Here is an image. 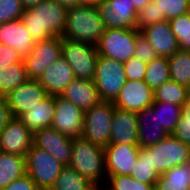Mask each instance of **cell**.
<instances>
[{
    "label": "cell",
    "mask_w": 190,
    "mask_h": 190,
    "mask_svg": "<svg viewBox=\"0 0 190 190\" xmlns=\"http://www.w3.org/2000/svg\"><path fill=\"white\" fill-rule=\"evenodd\" d=\"M66 13L67 9L54 0H43L24 9L21 19L30 37L37 42L61 36L65 30Z\"/></svg>",
    "instance_id": "cell-1"
},
{
    "label": "cell",
    "mask_w": 190,
    "mask_h": 190,
    "mask_svg": "<svg viewBox=\"0 0 190 190\" xmlns=\"http://www.w3.org/2000/svg\"><path fill=\"white\" fill-rule=\"evenodd\" d=\"M105 26L93 4L82 3L67 9L65 30L61 38L81 41L97 46Z\"/></svg>",
    "instance_id": "cell-2"
},
{
    "label": "cell",
    "mask_w": 190,
    "mask_h": 190,
    "mask_svg": "<svg viewBox=\"0 0 190 190\" xmlns=\"http://www.w3.org/2000/svg\"><path fill=\"white\" fill-rule=\"evenodd\" d=\"M69 166L92 184H106L104 148L83 137L73 138Z\"/></svg>",
    "instance_id": "cell-3"
},
{
    "label": "cell",
    "mask_w": 190,
    "mask_h": 190,
    "mask_svg": "<svg viewBox=\"0 0 190 190\" xmlns=\"http://www.w3.org/2000/svg\"><path fill=\"white\" fill-rule=\"evenodd\" d=\"M136 29L105 28L97 47L100 56H104L121 63L134 57L135 43L140 34Z\"/></svg>",
    "instance_id": "cell-4"
},
{
    "label": "cell",
    "mask_w": 190,
    "mask_h": 190,
    "mask_svg": "<svg viewBox=\"0 0 190 190\" xmlns=\"http://www.w3.org/2000/svg\"><path fill=\"white\" fill-rule=\"evenodd\" d=\"M114 108L113 102L101 101L98 105L85 110L82 137L103 148L109 145Z\"/></svg>",
    "instance_id": "cell-5"
},
{
    "label": "cell",
    "mask_w": 190,
    "mask_h": 190,
    "mask_svg": "<svg viewBox=\"0 0 190 190\" xmlns=\"http://www.w3.org/2000/svg\"><path fill=\"white\" fill-rule=\"evenodd\" d=\"M62 57L70 65L75 78L93 80L99 57L97 47L81 41L62 38Z\"/></svg>",
    "instance_id": "cell-6"
},
{
    "label": "cell",
    "mask_w": 190,
    "mask_h": 190,
    "mask_svg": "<svg viewBox=\"0 0 190 190\" xmlns=\"http://www.w3.org/2000/svg\"><path fill=\"white\" fill-rule=\"evenodd\" d=\"M93 81L101 101L114 102L127 81L123 63L99 55Z\"/></svg>",
    "instance_id": "cell-7"
},
{
    "label": "cell",
    "mask_w": 190,
    "mask_h": 190,
    "mask_svg": "<svg viewBox=\"0 0 190 190\" xmlns=\"http://www.w3.org/2000/svg\"><path fill=\"white\" fill-rule=\"evenodd\" d=\"M26 173L39 190H50L64 167L53 155L32 145L26 154Z\"/></svg>",
    "instance_id": "cell-8"
},
{
    "label": "cell",
    "mask_w": 190,
    "mask_h": 190,
    "mask_svg": "<svg viewBox=\"0 0 190 190\" xmlns=\"http://www.w3.org/2000/svg\"><path fill=\"white\" fill-rule=\"evenodd\" d=\"M147 149L151 153L153 169L160 175L175 166L190 163V146L171 134Z\"/></svg>",
    "instance_id": "cell-9"
},
{
    "label": "cell",
    "mask_w": 190,
    "mask_h": 190,
    "mask_svg": "<svg viewBox=\"0 0 190 190\" xmlns=\"http://www.w3.org/2000/svg\"><path fill=\"white\" fill-rule=\"evenodd\" d=\"M61 44V36L35 42L31 53L24 58L29 79H38L50 64L62 56Z\"/></svg>",
    "instance_id": "cell-10"
},
{
    "label": "cell",
    "mask_w": 190,
    "mask_h": 190,
    "mask_svg": "<svg viewBox=\"0 0 190 190\" xmlns=\"http://www.w3.org/2000/svg\"><path fill=\"white\" fill-rule=\"evenodd\" d=\"M51 127L71 138L82 137L84 111L61 95H56L55 114Z\"/></svg>",
    "instance_id": "cell-11"
},
{
    "label": "cell",
    "mask_w": 190,
    "mask_h": 190,
    "mask_svg": "<svg viewBox=\"0 0 190 190\" xmlns=\"http://www.w3.org/2000/svg\"><path fill=\"white\" fill-rule=\"evenodd\" d=\"M134 0H106L95 4L105 28L136 29Z\"/></svg>",
    "instance_id": "cell-12"
},
{
    "label": "cell",
    "mask_w": 190,
    "mask_h": 190,
    "mask_svg": "<svg viewBox=\"0 0 190 190\" xmlns=\"http://www.w3.org/2000/svg\"><path fill=\"white\" fill-rule=\"evenodd\" d=\"M73 138L63 135L52 127L33 133V145L53 155L63 166H69Z\"/></svg>",
    "instance_id": "cell-13"
},
{
    "label": "cell",
    "mask_w": 190,
    "mask_h": 190,
    "mask_svg": "<svg viewBox=\"0 0 190 190\" xmlns=\"http://www.w3.org/2000/svg\"><path fill=\"white\" fill-rule=\"evenodd\" d=\"M139 145L109 144L104 148L107 178L111 175H131L139 157Z\"/></svg>",
    "instance_id": "cell-14"
},
{
    "label": "cell",
    "mask_w": 190,
    "mask_h": 190,
    "mask_svg": "<svg viewBox=\"0 0 190 190\" xmlns=\"http://www.w3.org/2000/svg\"><path fill=\"white\" fill-rule=\"evenodd\" d=\"M32 145L33 133L18 117H13L0 131V152L26 157Z\"/></svg>",
    "instance_id": "cell-15"
},
{
    "label": "cell",
    "mask_w": 190,
    "mask_h": 190,
    "mask_svg": "<svg viewBox=\"0 0 190 190\" xmlns=\"http://www.w3.org/2000/svg\"><path fill=\"white\" fill-rule=\"evenodd\" d=\"M153 102L154 91L144 80H127L113 104L114 107L138 113Z\"/></svg>",
    "instance_id": "cell-16"
},
{
    "label": "cell",
    "mask_w": 190,
    "mask_h": 190,
    "mask_svg": "<svg viewBox=\"0 0 190 190\" xmlns=\"http://www.w3.org/2000/svg\"><path fill=\"white\" fill-rule=\"evenodd\" d=\"M46 96V90L37 79H28L11 91L6 96V100L13 117H19L21 114L31 110Z\"/></svg>",
    "instance_id": "cell-17"
},
{
    "label": "cell",
    "mask_w": 190,
    "mask_h": 190,
    "mask_svg": "<svg viewBox=\"0 0 190 190\" xmlns=\"http://www.w3.org/2000/svg\"><path fill=\"white\" fill-rule=\"evenodd\" d=\"M74 79L72 68L61 56L57 61L50 64L37 80L46 90L47 95L56 96L61 95L66 86Z\"/></svg>",
    "instance_id": "cell-18"
},
{
    "label": "cell",
    "mask_w": 190,
    "mask_h": 190,
    "mask_svg": "<svg viewBox=\"0 0 190 190\" xmlns=\"http://www.w3.org/2000/svg\"><path fill=\"white\" fill-rule=\"evenodd\" d=\"M138 145L137 113L114 108L110 144Z\"/></svg>",
    "instance_id": "cell-19"
},
{
    "label": "cell",
    "mask_w": 190,
    "mask_h": 190,
    "mask_svg": "<svg viewBox=\"0 0 190 190\" xmlns=\"http://www.w3.org/2000/svg\"><path fill=\"white\" fill-rule=\"evenodd\" d=\"M0 43L14 48L23 59L35 46V41L30 37L22 19L0 24Z\"/></svg>",
    "instance_id": "cell-20"
},
{
    "label": "cell",
    "mask_w": 190,
    "mask_h": 190,
    "mask_svg": "<svg viewBox=\"0 0 190 190\" xmlns=\"http://www.w3.org/2000/svg\"><path fill=\"white\" fill-rule=\"evenodd\" d=\"M141 34L149 40L160 57L168 58L179 50L177 38L171 31L167 20L148 26L141 31Z\"/></svg>",
    "instance_id": "cell-21"
},
{
    "label": "cell",
    "mask_w": 190,
    "mask_h": 190,
    "mask_svg": "<svg viewBox=\"0 0 190 190\" xmlns=\"http://www.w3.org/2000/svg\"><path fill=\"white\" fill-rule=\"evenodd\" d=\"M138 121V145L140 148L152 146L169 134L160 125L157 113L153 112L151 106L137 113Z\"/></svg>",
    "instance_id": "cell-22"
},
{
    "label": "cell",
    "mask_w": 190,
    "mask_h": 190,
    "mask_svg": "<svg viewBox=\"0 0 190 190\" xmlns=\"http://www.w3.org/2000/svg\"><path fill=\"white\" fill-rule=\"evenodd\" d=\"M83 111L98 105L101 99L93 80L75 78L61 94Z\"/></svg>",
    "instance_id": "cell-23"
},
{
    "label": "cell",
    "mask_w": 190,
    "mask_h": 190,
    "mask_svg": "<svg viewBox=\"0 0 190 190\" xmlns=\"http://www.w3.org/2000/svg\"><path fill=\"white\" fill-rule=\"evenodd\" d=\"M55 114V96L47 95L31 110L21 114L18 118L32 132L51 127Z\"/></svg>",
    "instance_id": "cell-24"
},
{
    "label": "cell",
    "mask_w": 190,
    "mask_h": 190,
    "mask_svg": "<svg viewBox=\"0 0 190 190\" xmlns=\"http://www.w3.org/2000/svg\"><path fill=\"white\" fill-rule=\"evenodd\" d=\"M190 163L175 166L160 175L155 190H189Z\"/></svg>",
    "instance_id": "cell-25"
},
{
    "label": "cell",
    "mask_w": 190,
    "mask_h": 190,
    "mask_svg": "<svg viewBox=\"0 0 190 190\" xmlns=\"http://www.w3.org/2000/svg\"><path fill=\"white\" fill-rule=\"evenodd\" d=\"M26 174V158L0 152V190Z\"/></svg>",
    "instance_id": "cell-26"
},
{
    "label": "cell",
    "mask_w": 190,
    "mask_h": 190,
    "mask_svg": "<svg viewBox=\"0 0 190 190\" xmlns=\"http://www.w3.org/2000/svg\"><path fill=\"white\" fill-rule=\"evenodd\" d=\"M25 62L8 65L0 69V96L6 97L17 86L28 80Z\"/></svg>",
    "instance_id": "cell-27"
},
{
    "label": "cell",
    "mask_w": 190,
    "mask_h": 190,
    "mask_svg": "<svg viewBox=\"0 0 190 190\" xmlns=\"http://www.w3.org/2000/svg\"><path fill=\"white\" fill-rule=\"evenodd\" d=\"M187 100V87L171 79L154 90V102L172 103L184 107Z\"/></svg>",
    "instance_id": "cell-28"
},
{
    "label": "cell",
    "mask_w": 190,
    "mask_h": 190,
    "mask_svg": "<svg viewBox=\"0 0 190 190\" xmlns=\"http://www.w3.org/2000/svg\"><path fill=\"white\" fill-rule=\"evenodd\" d=\"M170 79L184 85L190 84V51L177 50L168 57Z\"/></svg>",
    "instance_id": "cell-29"
},
{
    "label": "cell",
    "mask_w": 190,
    "mask_h": 190,
    "mask_svg": "<svg viewBox=\"0 0 190 190\" xmlns=\"http://www.w3.org/2000/svg\"><path fill=\"white\" fill-rule=\"evenodd\" d=\"M151 107L153 108V112L157 113L160 125L168 134H171L180 120L183 107L165 102H153Z\"/></svg>",
    "instance_id": "cell-30"
},
{
    "label": "cell",
    "mask_w": 190,
    "mask_h": 190,
    "mask_svg": "<svg viewBox=\"0 0 190 190\" xmlns=\"http://www.w3.org/2000/svg\"><path fill=\"white\" fill-rule=\"evenodd\" d=\"M92 183L70 166H64L50 190H87Z\"/></svg>",
    "instance_id": "cell-31"
},
{
    "label": "cell",
    "mask_w": 190,
    "mask_h": 190,
    "mask_svg": "<svg viewBox=\"0 0 190 190\" xmlns=\"http://www.w3.org/2000/svg\"><path fill=\"white\" fill-rule=\"evenodd\" d=\"M132 178L143 183L153 184L160 177L156 169H153L151 162V153L147 148H140L139 157L135 164L134 170L131 172Z\"/></svg>",
    "instance_id": "cell-32"
},
{
    "label": "cell",
    "mask_w": 190,
    "mask_h": 190,
    "mask_svg": "<svg viewBox=\"0 0 190 190\" xmlns=\"http://www.w3.org/2000/svg\"><path fill=\"white\" fill-rule=\"evenodd\" d=\"M169 79L168 58L158 56L147 64L144 81L153 91Z\"/></svg>",
    "instance_id": "cell-33"
},
{
    "label": "cell",
    "mask_w": 190,
    "mask_h": 190,
    "mask_svg": "<svg viewBox=\"0 0 190 190\" xmlns=\"http://www.w3.org/2000/svg\"><path fill=\"white\" fill-rule=\"evenodd\" d=\"M171 31L177 38L180 50L190 51V12L171 19Z\"/></svg>",
    "instance_id": "cell-34"
},
{
    "label": "cell",
    "mask_w": 190,
    "mask_h": 190,
    "mask_svg": "<svg viewBox=\"0 0 190 190\" xmlns=\"http://www.w3.org/2000/svg\"><path fill=\"white\" fill-rule=\"evenodd\" d=\"M160 11V21H170L190 12V0H153Z\"/></svg>",
    "instance_id": "cell-35"
},
{
    "label": "cell",
    "mask_w": 190,
    "mask_h": 190,
    "mask_svg": "<svg viewBox=\"0 0 190 190\" xmlns=\"http://www.w3.org/2000/svg\"><path fill=\"white\" fill-rule=\"evenodd\" d=\"M105 186L106 190H155L153 184L137 181L131 175H111Z\"/></svg>",
    "instance_id": "cell-36"
},
{
    "label": "cell",
    "mask_w": 190,
    "mask_h": 190,
    "mask_svg": "<svg viewBox=\"0 0 190 190\" xmlns=\"http://www.w3.org/2000/svg\"><path fill=\"white\" fill-rule=\"evenodd\" d=\"M160 22V11L157 8L156 3L152 0L144 7V9L137 12L136 30L141 32L148 26Z\"/></svg>",
    "instance_id": "cell-37"
},
{
    "label": "cell",
    "mask_w": 190,
    "mask_h": 190,
    "mask_svg": "<svg viewBox=\"0 0 190 190\" xmlns=\"http://www.w3.org/2000/svg\"><path fill=\"white\" fill-rule=\"evenodd\" d=\"M23 12L20 0H0V24L21 19Z\"/></svg>",
    "instance_id": "cell-38"
},
{
    "label": "cell",
    "mask_w": 190,
    "mask_h": 190,
    "mask_svg": "<svg viewBox=\"0 0 190 190\" xmlns=\"http://www.w3.org/2000/svg\"><path fill=\"white\" fill-rule=\"evenodd\" d=\"M134 57L147 64L158 57L149 40L141 33L136 39Z\"/></svg>",
    "instance_id": "cell-39"
},
{
    "label": "cell",
    "mask_w": 190,
    "mask_h": 190,
    "mask_svg": "<svg viewBox=\"0 0 190 190\" xmlns=\"http://www.w3.org/2000/svg\"><path fill=\"white\" fill-rule=\"evenodd\" d=\"M127 80H144L146 75L147 63L142 62L136 57H132L123 63Z\"/></svg>",
    "instance_id": "cell-40"
},
{
    "label": "cell",
    "mask_w": 190,
    "mask_h": 190,
    "mask_svg": "<svg viewBox=\"0 0 190 190\" xmlns=\"http://www.w3.org/2000/svg\"><path fill=\"white\" fill-rule=\"evenodd\" d=\"M23 61V57L14 48L0 43V69Z\"/></svg>",
    "instance_id": "cell-41"
},
{
    "label": "cell",
    "mask_w": 190,
    "mask_h": 190,
    "mask_svg": "<svg viewBox=\"0 0 190 190\" xmlns=\"http://www.w3.org/2000/svg\"><path fill=\"white\" fill-rule=\"evenodd\" d=\"M171 135L190 146V117H184L181 115L180 120Z\"/></svg>",
    "instance_id": "cell-42"
},
{
    "label": "cell",
    "mask_w": 190,
    "mask_h": 190,
    "mask_svg": "<svg viewBox=\"0 0 190 190\" xmlns=\"http://www.w3.org/2000/svg\"><path fill=\"white\" fill-rule=\"evenodd\" d=\"M1 190H39L36 183L26 173L12 181L7 187Z\"/></svg>",
    "instance_id": "cell-43"
},
{
    "label": "cell",
    "mask_w": 190,
    "mask_h": 190,
    "mask_svg": "<svg viewBox=\"0 0 190 190\" xmlns=\"http://www.w3.org/2000/svg\"><path fill=\"white\" fill-rule=\"evenodd\" d=\"M13 118L11 109L8 106L6 97L0 96V131L8 124Z\"/></svg>",
    "instance_id": "cell-44"
},
{
    "label": "cell",
    "mask_w": 190,
    "mask_h": 190,
    "mask_svg": "<svg viewBox=\"0 0 190 190\" xmlns=\"http://www.w3.org/2000/svg\"><path fill=\"white\" fill-rule=\"evenodd\" d=\"M56 3L61 5L62 7H65L66 9L76 7L83 2V0H54Z\"/></svg>",
    "instance_id": "cell-45"
},
{
    "label": "cell",
    "mask_w": 190,
    "mask_h": 190,
    "mask_svg": "<svg viewBox=\"0 0 190 190\" xmlns=\"http://www.w3.org/2000/svg\"><path fill=\"white\" fill-rule=\"evenodd\" d=\"M152 0H134L133 6L134 9L138 12L142 9H144V7L151 2Z\"/></svg>",
    "instance_id": "cell-46"
},
{
    "label": "cell",
    "mask_w": 190,
    "mask_h": 190,
    "mask_svg": "<svg viewBox=\"0 0 190 190\" xmlns=\"http://www.w3.org/2000/svg\"><path fill=\"white\" fill-rule=\"evenodd\" d=\"M21 4L24 9H28L32 6H36L38 3H40L43 0H20Z\"/></svg>",
    "instance_id": "cell-47"
},
{
    "label": "cell",
    "mask_w": 190,
    "mask_h": 190,
    "mask_svg": "<svg viewBox=\"0 0 190 190\" xmlns=\"http://www.w3.org/2000/svg\"><path fill=\"white\" fill-rule=\"evenodd\" d=\"M182 115L184 117H190V97H188V100L183 107Z\"/></svg>",
    "instance_id": "cell-48"
},
{
    "label": "cell",
    "mask_w": 190,
    "mask_h": 190,
    "mask_svg": "<svg viewBox=\"0 0 190 190\" xmlns=\"http://www.w3.org/2000/svg\"><path fill=\"white\" fill-rule=\"evenodd\" d=\"M87 190H106V186H102V184H92Z\"/></svg>",
    "instance_id": "cell-49"
},
{
    "label": "cell",
    "mask_w": 190,
    "mask_h": 190,
    "mask_svg": "<svg viewBox=\"0 0 190 190\" xmlns=\"http://www.w3.org/2000/svg\"><path fill=\"white\" fill-rule=\"evenodd\" d=\"M104 1H106V0H83L84 3H89V4H93V5H95L99 2H104Z\"/></svg>",
    "instance_id": "cell-50"
},
{
    "label": "cell",
    "mask_w": 190,
    "mask_h": 190,
    "mask_svg": "<svg viewBox=\"0 0 190 190\" xmlns=\"http://www.w3.org/2000/svg\"><path fill=\"white\" fill-rule=\"evenodd\" d=\"M187 89H188V97H190V84H189V86L187 87Z\"/></svg>",
    "instance_id": "cell-51"
}]
</instances>
